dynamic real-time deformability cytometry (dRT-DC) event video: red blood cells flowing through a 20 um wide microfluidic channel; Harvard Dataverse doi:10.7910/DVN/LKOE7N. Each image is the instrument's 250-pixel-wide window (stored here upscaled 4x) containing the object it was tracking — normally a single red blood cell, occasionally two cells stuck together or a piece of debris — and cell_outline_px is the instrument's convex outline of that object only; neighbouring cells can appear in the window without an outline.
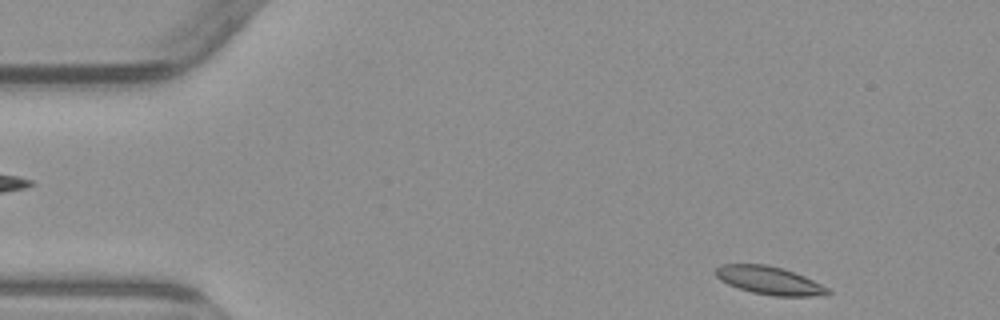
{"species": "common noctule bat (a hibernating species)", "species_latin": "Nyctalus noctula", "temperature_condition": "warm", "stored_images_in_passage": 6, "segment_of_instrument_passage": [2, 2], "camera_frame_rate_fps": 3000, "um_per_image_px": 0.085, "animal": {"sex": "male", "body_mass_g": 23.1, "forearm_length_mm": 52.7}, "frame": {"image": 1, "passage_image": 6, "time_ms": 6.0, "image_size_px": [1000, 320], "cell_outline_px": [[832, 292], [828, 296], [772, 296], [752, 292], [728, 284], [720, 280], [712, 272], [720, 264], [768, 264], [784, 268], [804, 276], [828, 288]], "centroid_in_image_um": [65.4, 23.84], "position_along_channel_um": 19.6, "area_um2": 18.55}}